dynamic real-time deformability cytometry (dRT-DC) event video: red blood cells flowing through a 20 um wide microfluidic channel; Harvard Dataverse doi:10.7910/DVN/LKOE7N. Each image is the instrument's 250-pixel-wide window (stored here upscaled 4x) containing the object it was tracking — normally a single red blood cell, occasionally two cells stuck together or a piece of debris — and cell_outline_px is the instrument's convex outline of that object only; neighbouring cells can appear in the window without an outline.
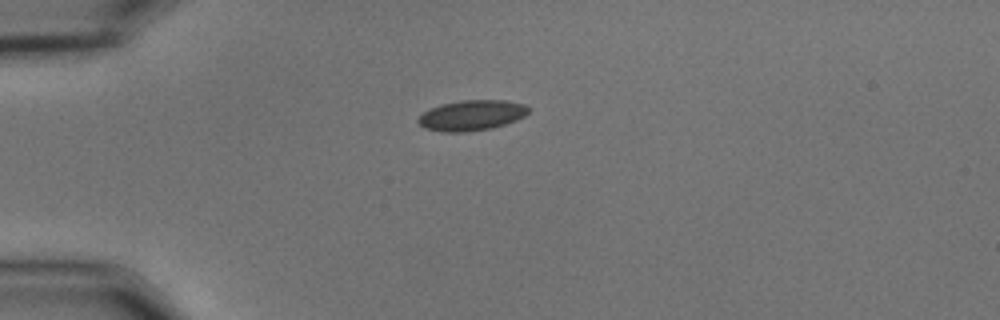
{"species": "common noctule bat (a hibernating species)", "species_latin": "Nyctalus noctula", "temperature_condition": "cold", "stored_images_in_passage": 42, "camera_frame_rate_fps": 3000, "um_per_image_px": 0.085, "animal": {"sex": "male", "body_mass_g": 15.6}, "frame": {"image": 1, "passage_image": 1, "time_ms": 0.0, "image_size_px": [1000, 320], "cell_outline_px": [[532, 108], [524, 116], [516, 120], [492, 128], [464, 132], [440, 132], [424, 128], [416, 120], [428, 108], [440, 104], [460, 100], [504, 100], [524, 104]], "centroid_in_image_um": [40.07, 9.8], "position_along_channel_um": 44.9, "area_um2": 19.71}}
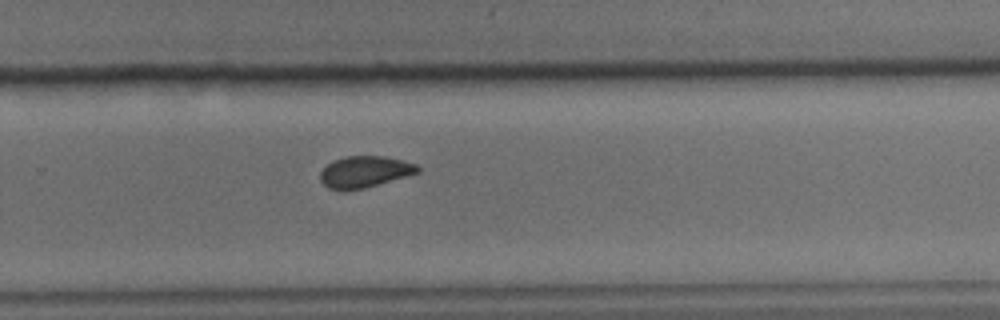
{"frame": {"image": 2, "passage_image": 24, "time_ms": 7.667, "image_size_px": [1000, 320], "cell_outline_px": [[420, 172], [364, 188], [328, 188], [320, 180], [320, 172], [332, 160], [344, 156], [384, 156], [416, 164], [420, 168]], "centroid_in_image_um": [31.0, 14.57], "position_along_channel_um": 298.8, "area_um2": 17.4}}
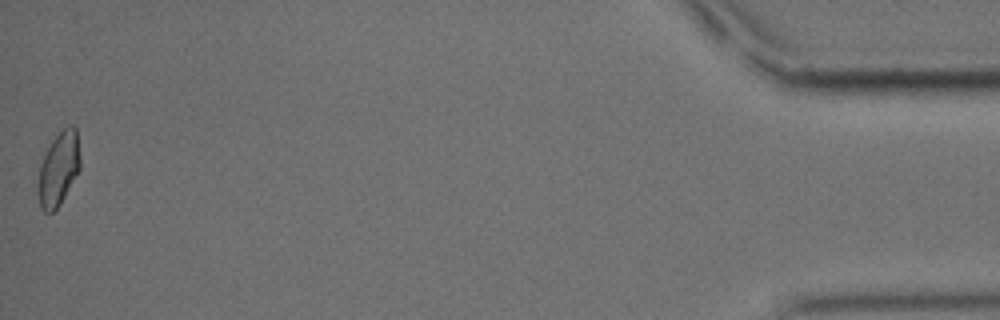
{"frame": {"image": 3, "passage_image": 42, "time_ms": 13.667, "image_size_px": [1000, 320], "cell_outline_px": [[80, 168], [60, 204], [52, 212], [44, 212], [40, 208], [36, 192], [36, 188], [40, 164], [52, 140], [68, 124], [72, 124], [76, 128], [80, 156]], "centroid_in_image_um": [4.95, 14.37], "position_along_channel_um": 430.2, "area_um2": 18.15}, "authors_computed_cell_mechanics": {"area_um2": 18.3226, "velocity_mm_per_s": 3.6244, "shape_relaxation_time_tau1_ms": 5.1654, "shape_relaxation_time_tau2_ms": 2.5108, "deformation_change_tau1": 0.0903, "deformation_change_tau2": 0.0543}}